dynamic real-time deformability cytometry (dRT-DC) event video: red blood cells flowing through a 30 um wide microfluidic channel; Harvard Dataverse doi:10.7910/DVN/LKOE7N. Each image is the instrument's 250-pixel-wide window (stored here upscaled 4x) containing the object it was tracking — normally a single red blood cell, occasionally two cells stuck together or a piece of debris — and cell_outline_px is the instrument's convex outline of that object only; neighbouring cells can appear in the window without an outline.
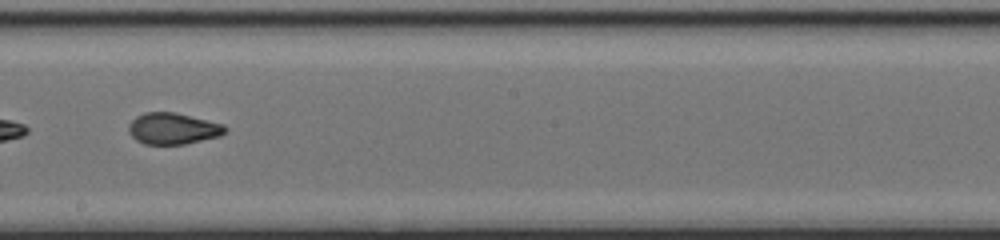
{"species": "common noctule bat (a hibernating species)", "species_latin": "Nyctalus noctula", "temperature_condition": "cold", "stored_images_in_passage": 48, "segment_of_instrument_passage": [2, 2], "camera_frame_rate_fps": 3000, "um_per_image_px": 0.085, "animal": {"sex": "female", "body_mass_g": 17.0, "forearm_length_mm": 48.0}, "frame": {"image": 1, "passage_image": 31, "time_ms": 10.0, "image_size_px": [1000, 240], "cell_outline_px": [[228, 128], [220, 136], [184, 144], [144, 144], [136, 140], [128, 132], [128, 124], [136, 116], [144, 112], [176, 112], [224, 124]], "centroid_in_image_um": [14.68, 10.92], "position_along_channel_um": 233.5, "area_um2": 17.74}}
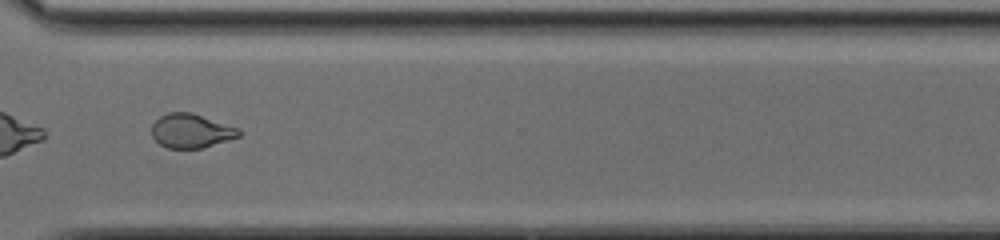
{"frame": {"image": 2, "passage_image": 40, "time_ms": 13.0, "image_size_px": [1000, 240], "cell_outline_px": [[240, 136], [204, 148], [168, 148], [160, 144], [152, 136], [152, 124], [160, 116], [168, 112], [192, 112], [240, 128]], "centroid_in_image_um": [16.26, 11.11], "position_along_channel_um": 354.3, "area_um2": 17.4}}